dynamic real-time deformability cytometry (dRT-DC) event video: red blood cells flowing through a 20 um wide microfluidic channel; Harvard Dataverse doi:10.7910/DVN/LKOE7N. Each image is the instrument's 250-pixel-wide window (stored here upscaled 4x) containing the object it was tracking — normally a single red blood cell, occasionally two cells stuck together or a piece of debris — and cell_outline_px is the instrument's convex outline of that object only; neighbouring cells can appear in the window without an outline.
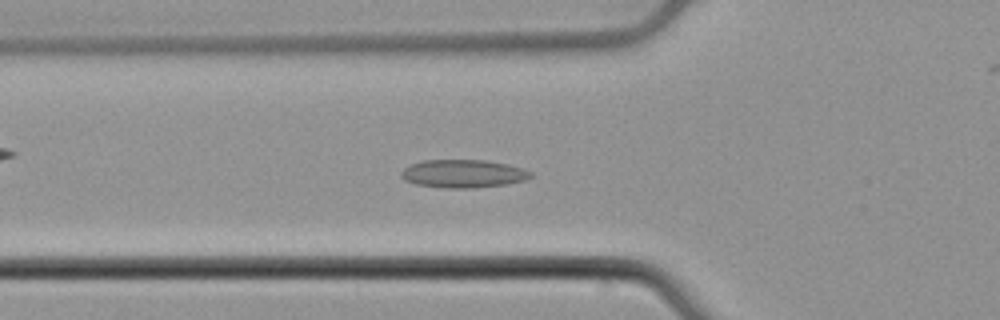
{"species": "common noctule bat (a hibernating species)", "species_latin": "Nyctalus noctula", "temperature_condition": "cold", "stored_images_in_passage": 43, "camera_frame_rate_fps": 3000, "um_per_image_px": 0.085, "animal": {"sex": "male", "body_mass_g": 21.5, "forearm_length_mm": 52.0}, "frame": {"image": 1, "passage_image": 8, "time_ms": 2.333, "image_size_px": [1000, 320], "cell_outline_px": [[532, 176], [524, 180], [504, 184], [472, 188], [448, 188], [416, 184], [404, 180], [400, 176], [400, 172], [404, 168], [412, 164], [424, 160], [484, 160], [508, 164], [524, 168], [532, 172]], "centroid_in_image_um": [39.37, 14.75], "position_along_channel_um": 86.4, "area_um2": 21.1}}
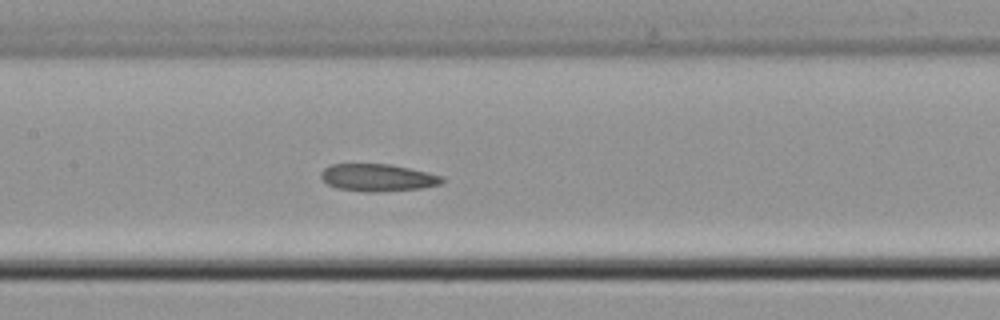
{"frame": {"image": 2, "passage_image": 15, "time_ms": 4.667, "image_size_px": [1000, 320], "cell_outline_px": [[444, 180], [440, 184], [420, 188], [376, 192], [364, 192], [340, 188], [328, 184], [320, 176], [320, 172], [324, 168], [332, 164], [388, 164], [408, 168], [444, 176]], "centroid_in_image_um": [32.1, 15.09], "position_along_channel_um": 175.3, "area_um2": 19.07}}
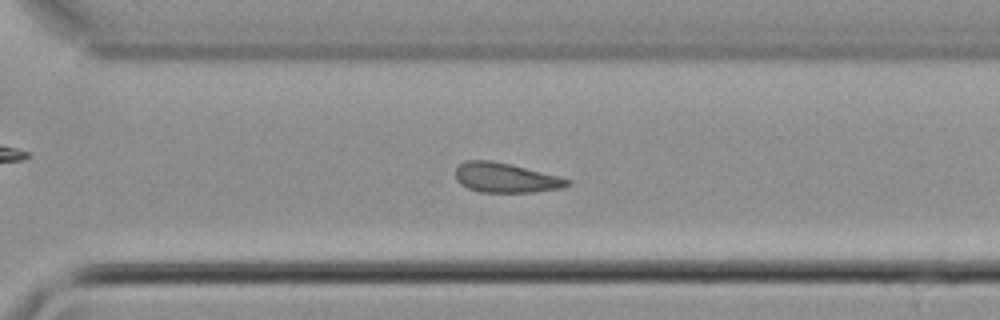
{"frame": {"image": 3, "passage_image": 27, "time_ms": 8.667, "image_size_px": [1000, 320], "cell_outline_px": [[572, 184], [560, 188], [532, 192], [480, 192], [468, 188], [460, 184], [456, 180], [456, 168], [464, 160], [492, 160], [560, 176], [572, 180]], "centroid_in_image_um": [42.98, 15.11], "position_along_channel_um": 327.6, "area_um2": 19.36}}